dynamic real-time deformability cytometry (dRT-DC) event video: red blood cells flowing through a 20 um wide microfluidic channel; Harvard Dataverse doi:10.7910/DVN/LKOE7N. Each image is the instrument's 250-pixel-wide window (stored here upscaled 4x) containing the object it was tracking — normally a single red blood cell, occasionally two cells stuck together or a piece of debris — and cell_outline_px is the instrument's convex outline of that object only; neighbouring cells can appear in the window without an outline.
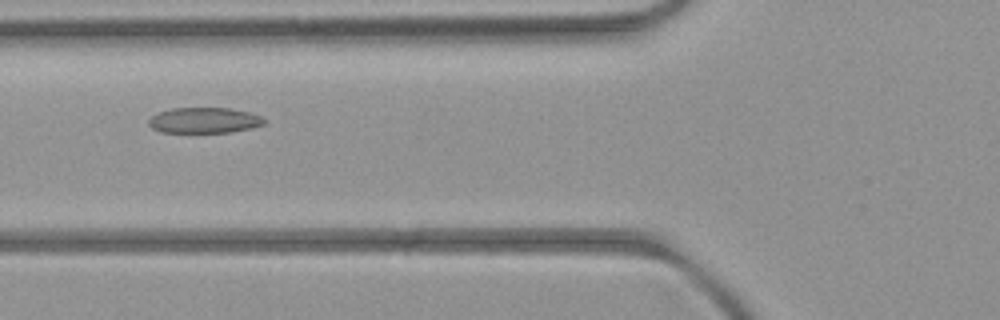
{"species": "common noctule bat (a hibernating species)", "species_latin": "Nyctalus noctula", "temperature_condition": "room temperature", "stored_images_in_passage": 5, "camera_frame_rate_fps": 3000, "um_per_image_px": 0.085, "animal": {"sex": "female", "body_mass_g": 21.9}, "frame": {"image": 1, "passage_image": 5, "time_ms": 5.333, "image_size_px": [1000, 320], "cell_outline_px": [[264, 124], [252, 128], [232, 132], [160, 132], [152, 128], [148, 124], [148, 120], [152, 116], [160, 112], [172, 108], [232, 108], [248, 112], [260, 116], [264, 120]], "centroid_in_image_um": [17.35, 10.23], "position_along_channel_um": 108.4, "area_um2": 17.17}}